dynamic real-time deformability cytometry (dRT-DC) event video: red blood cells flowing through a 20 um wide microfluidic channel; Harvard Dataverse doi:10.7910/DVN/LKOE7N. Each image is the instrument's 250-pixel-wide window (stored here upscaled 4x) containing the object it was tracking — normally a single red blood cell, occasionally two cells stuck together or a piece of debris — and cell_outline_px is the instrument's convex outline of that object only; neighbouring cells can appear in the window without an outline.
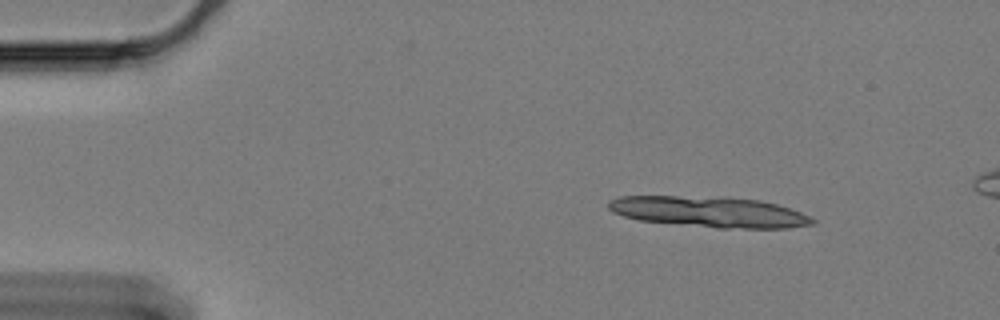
{"species": "Egyptian fruit bat (a non-hibernating species)", "species_latin": "Rousettus aegyptiacus", "temperature_condition": "cold", "stored_images_in_passage": 13, "camera_frame_rate_fps": 3000, "um_per_image_px": 0.085, "animal": {"sex": "female"}, "frame": {"image": 1, "passage_image": 1, "time_ms": 0.0, "image_size_px": [1000, 320], "cell_outline_px": [[816, 220], [812, 224], [788, 228], [716, 228], [640, 220], [624, 216], [612, 212], [608, 208], [608, 200], [620, 196], [676, 196], [760, 200], [776, 204], [800, 212]], "centroid_in_image_um": [60.24, 18.02], "position_along_channel_um": 24.8, "area_um2": 36.01}}